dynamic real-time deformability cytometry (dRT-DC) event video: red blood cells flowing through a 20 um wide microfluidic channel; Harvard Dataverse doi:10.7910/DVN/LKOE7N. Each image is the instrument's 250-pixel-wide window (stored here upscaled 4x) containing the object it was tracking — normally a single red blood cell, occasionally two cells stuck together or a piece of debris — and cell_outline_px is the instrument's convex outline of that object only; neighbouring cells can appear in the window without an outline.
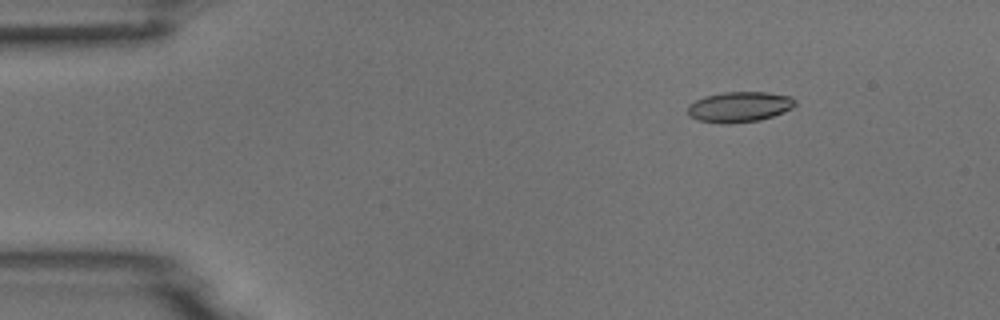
{"species": "common noctule bat (a hibernating species)", "species_latin": "Nyctalus noctula", "temperature_condition": "room temperature", "stored_images_in_passage": 4, "camera_frame_rate_fps": 3000, "um_per_image_px": 0.085, "animal": {"sex": "male", "body_mass_g": 18.8}, "frame": {"image": 1, "passage_image": 2, "time_ms": 2.0, "image_size_px": [1000, 320], "cell_outline_px": [[796, 104], [792, 108], [784, 112], [760, 120], [728, 124], [724, 124], [700, 120], [688, 116], [688, 104], [704, 96], [724, 92], [768, 92], [792, 96], [796, 100]], "centroid_in_image_um": [62.87, 9.08], "position_along_channel_um": 22.1, "area_um2": 19.19}}